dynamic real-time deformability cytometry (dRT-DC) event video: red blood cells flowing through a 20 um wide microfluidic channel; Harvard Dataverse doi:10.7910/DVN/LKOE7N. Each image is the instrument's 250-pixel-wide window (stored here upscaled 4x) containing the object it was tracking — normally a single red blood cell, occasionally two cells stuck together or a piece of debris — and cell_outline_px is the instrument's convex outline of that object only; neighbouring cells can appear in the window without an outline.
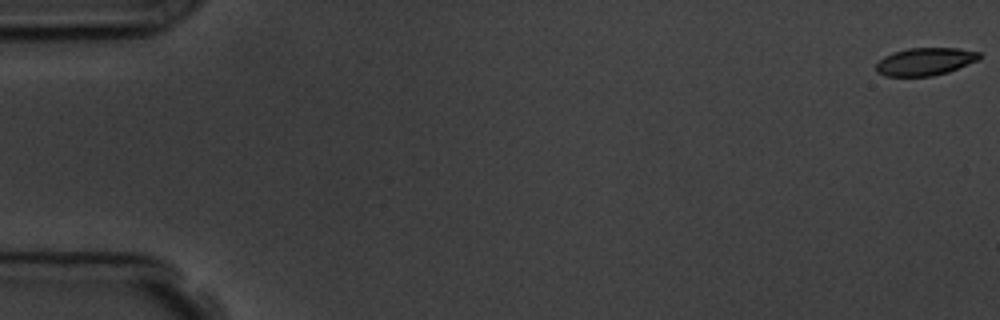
{"species": "common noctule bat (a hibernating species)", "species_latin": "Nyctalus noctula", "temperature_condition": "room temperature", "stored_images_in_passage": 6, "segment_of_instrument_passage": [1, 2], "camera_frame_rate_fps": 3000, "um_per_image_px": 0.085, "animal": {"sex": "male", "body_mass_g": 19.5, "forearm_length_mm": 54.6}, "frame": {"image": 1, "passage_image": 1, "time_ms": 0.0, "image_size_px": [1000, 320], "cell_outline_px": [[980, 60], [948, 72], [932, 76], [884, 76], [876, 72], [876, 64], [884, 56], [892, 52], [908, 48], [956, 48], [980, 52]], "centroid_in_image_um": [78.63, 5.23], "position_along_channel_um": 6.4, "area_um2": 16.76}}
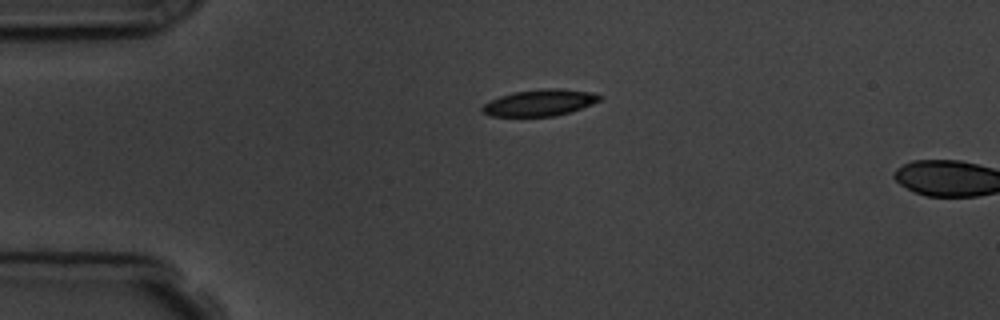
{"frame": {"image": 2, "passage_image": 5, "time_ms": 4.333, "image_size_px": [1000, 320], "cell_outline_px": [[604, 96], [600, 100], [592, 104], [556, 116], [492, 116], [484, 112], [480, 108], [484, 104], [500, 96], [512, 92], [544, 88], [556, 88], [592, 92]], "centroid_in_image_um": [45.9, 8.72], "position_along_channel_um": 39.1, "area_um2": 17.98}}